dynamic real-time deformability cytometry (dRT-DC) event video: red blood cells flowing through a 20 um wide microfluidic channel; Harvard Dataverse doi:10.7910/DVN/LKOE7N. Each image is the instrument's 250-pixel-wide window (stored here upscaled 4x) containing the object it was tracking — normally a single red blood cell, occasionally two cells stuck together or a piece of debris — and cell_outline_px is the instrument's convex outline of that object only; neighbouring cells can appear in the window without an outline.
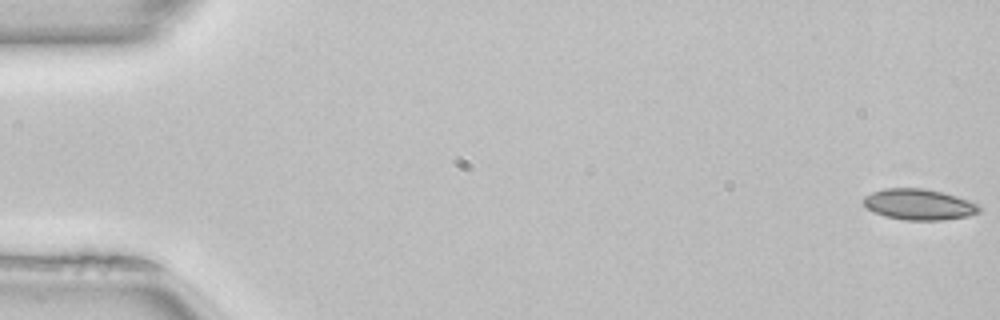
{"species": "common noctule bat (a hibernating species)", "species_latin": "Nyctalus noctula", "temperature_condition": "room temperature", "stored_images_in_passage": 51, "camera_frame_rate_fps": 3000, "um_per_image_px": 0.085, "animal": {"sex": "female", "body_mass_g": 22.7, "forearm_length_mm": 54.2}, "frame": {"image": 1, "passage_image": 1, "time_ms": 0.0, "image_size_px": [1000, 320], "cell_outline_px": [[984, 208], [980, 212], [968, 216], [940, 220], [904, 220], [884, 216], [868, 208], [864, 204], [864, 196], [872, 192], [884, 188], [924, 188], [956, 196], [968, 200]], "centroid_in_image_um": [78.13, 17.38], "position_along_channel_um": 6.9, "area_um2": 20.75}}
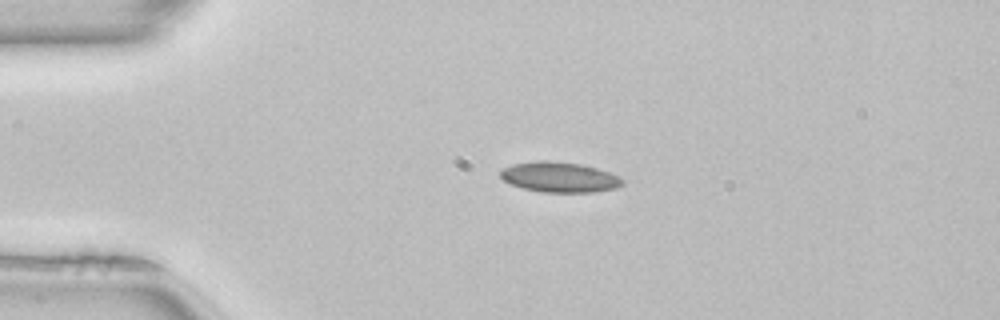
{"frame": {"image": 2, "passage_image": 12, "time_ms": 3.667, "image_size_px": [1000, 320], "cell_outline_px": [[624, 184], [616, 188], [592, 192], [540, 192], [524, 188], [512, 184], [504, 180], [500, 176], [500, 172], [504, 168], [512, 164], [540, 160], [544, 160], [580, 164], [596, 168], [608, 172], [624, 180]], "centroid_in_image_um": [47.55, 15.06], "position_along_channel_um": 37.4, "area_um2": 21.27}}
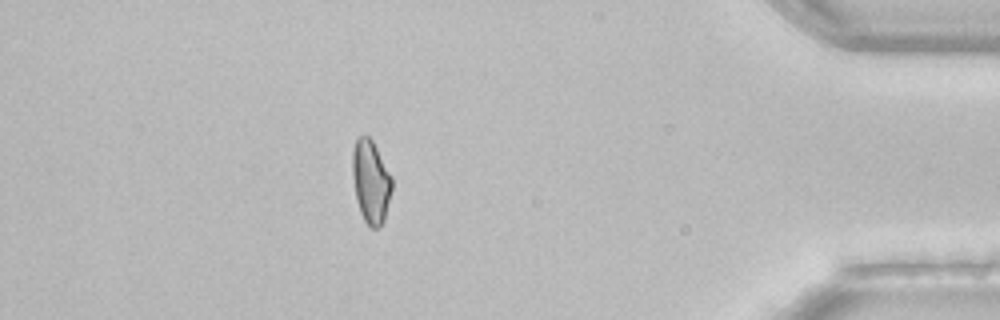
{"frame": {"image": 3, "passage_image": 45, "time_ms": 14.667, "image_size_px": [1000, 320], "cell_outline_px": [[392, 188], [384, 220], [380, 228], [372, 228], [364, 220], [360, 212], [356, 200], [352, 176], [352, 152], [356, 140], [360, 136], [368, 136], [372, 140], [392, 176]], "centroid_in_image_um": [31.51, 15.45], "position_along_channel_um": 403.7, "area_um2": 19.13}, "authors_computed_cell_mechanics": {"area_um2": 19.941, "velocity_mm_per_s": 4.0685, "shape_relaxation_time_tau1_ms": null, "shape_relaxation_time_tau2_ms": 4.6487, "deformation_change_tau1": null, "deformation_change_tau2": 0.0921}}